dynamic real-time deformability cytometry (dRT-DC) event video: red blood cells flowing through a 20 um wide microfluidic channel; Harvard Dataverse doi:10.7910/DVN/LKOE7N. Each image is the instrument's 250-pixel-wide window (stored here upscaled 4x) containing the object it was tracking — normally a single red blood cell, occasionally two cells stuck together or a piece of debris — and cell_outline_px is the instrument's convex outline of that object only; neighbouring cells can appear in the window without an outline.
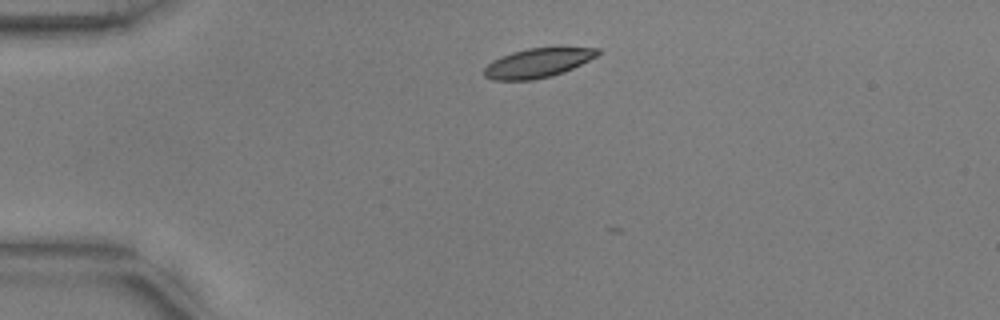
{"species": "common noctule bat (a hibernating species)", "species_latin": "Nyctalus noctula", "temperature_condition": "warm", "stored_images_in_passage": 6, "camera_frame_rate_fps": 3000, "um_per_image_px": 0.085, "animal": {"sex": "male", "body_mass_g": 17.9, "forearm_length_mm": 54.2}, "frame": {"image": 1, "passage_image": 1, "time_ms": 0.0, "image_size_px": [1000, 320], "cell_outline_px": [[600, 52], [596, 56], [564, 72], [552, 76], [532, 80], [492, 80], [484, 76], [484, 68], [492, 60], [500, 56], [512, 52], [528, 48], [600, 48]], "centroid_in_image_um": [45.65, 5.36], "position_along_channel_um": 39.3, "area_um2": 19.19}}